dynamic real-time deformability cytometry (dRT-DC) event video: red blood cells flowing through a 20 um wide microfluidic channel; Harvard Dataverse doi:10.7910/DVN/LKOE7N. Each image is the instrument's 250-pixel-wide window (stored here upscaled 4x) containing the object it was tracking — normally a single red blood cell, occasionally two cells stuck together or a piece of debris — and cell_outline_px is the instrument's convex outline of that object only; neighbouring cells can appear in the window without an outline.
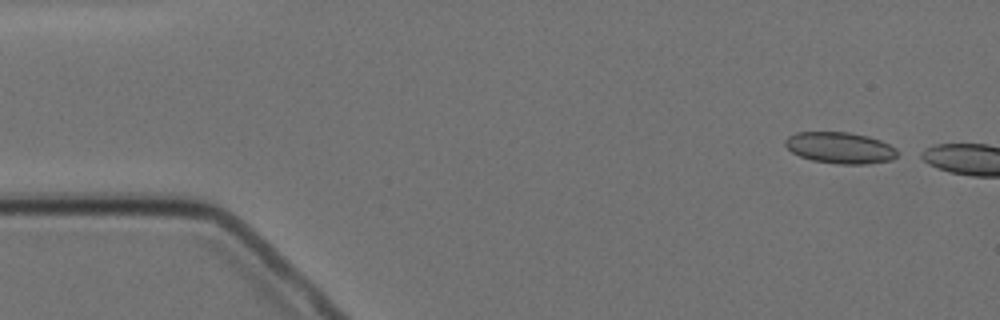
{"species": "Egyptian fruit bat (a non-hibernating species)", "species_latin": "Rousettus aegyptiacus", "temperature_condition": "cold", "stored_images_in_passage": 2, "camera_frame_rate_fps": 3000, "um_per_image_px": 0.085, "animal": {"sex": "female"}, "frame": {"image": 1, "passage_image": 1, "time_ms": 0.0, "image_size_px": [1000, 320], "cell_outline_px": [[904, 152], [892, 160], [864, 164], [840, 164], [812, 160], [800, 156], [792, 152], [784, 144], [784, 140], [788, 136], [796, 132], [848, 132], [868, 136], [880, 140]], "centroid_in_image_um": [71.45, 12.56], "position_along_channel_um": 13.5, "area_um2": 20.69}}